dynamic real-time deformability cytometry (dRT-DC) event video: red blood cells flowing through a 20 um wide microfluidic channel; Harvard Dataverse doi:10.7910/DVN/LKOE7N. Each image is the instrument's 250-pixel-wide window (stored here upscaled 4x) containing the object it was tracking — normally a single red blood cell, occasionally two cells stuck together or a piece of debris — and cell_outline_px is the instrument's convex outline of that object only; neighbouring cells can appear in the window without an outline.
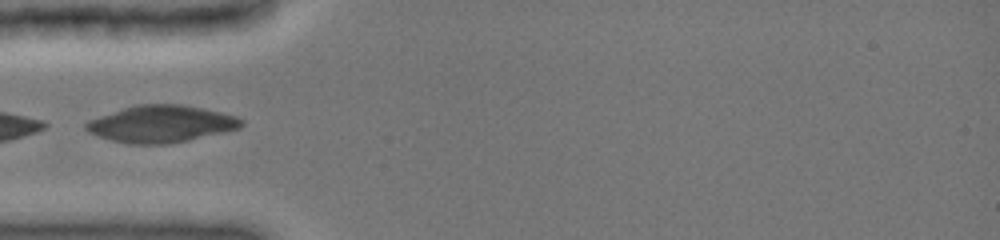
{"species": "common noctule bat (a hibernating species)", "species_latin": "Nyctalus noctula", "temperature_condition": "cold", "stored_images_in_passage": 9, "camera_frame_rate_fps": 3000, "um_per_image_px": 0.085, "animal": {"sex": "female", "body_mass_g": 19.0, "forearm_length_mm": 51.5}, "frame": {"image": 1, "passage_image": 1, "time_ms": 0.0, "image_size_px": [1000, 240], "cell_outline_px": [[244, 124], [240, 128], [224, 132], [188, 140], [168, 144], [128, 144], [112, 140], [88, 132], [84, 128], [84, 124], [88, 120], [136, 104], [180, 104], [204, 108], [236, 116], [244, 120]], "centroid_in_image_um": [13.71, 10.53], "position_along_channel_um": 71.3, "area_um2": 33.41}}